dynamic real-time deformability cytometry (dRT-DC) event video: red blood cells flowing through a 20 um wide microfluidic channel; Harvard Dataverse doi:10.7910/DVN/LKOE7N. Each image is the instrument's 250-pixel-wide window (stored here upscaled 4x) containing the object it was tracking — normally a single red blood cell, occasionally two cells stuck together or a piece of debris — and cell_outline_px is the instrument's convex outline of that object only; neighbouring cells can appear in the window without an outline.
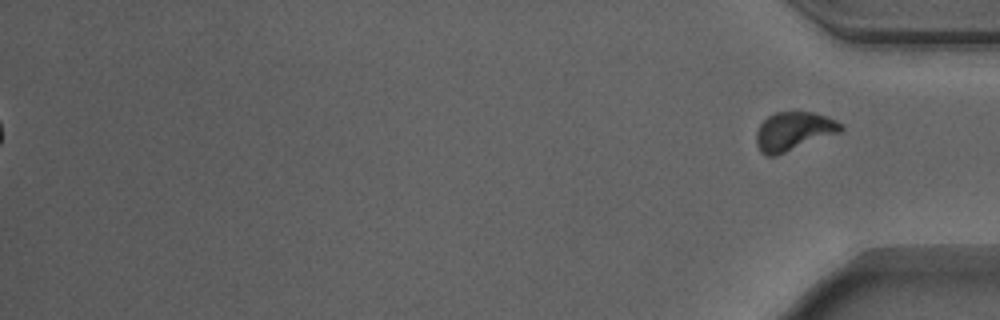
{"species": "Egyptian fruit bat (a non-hibernating species)", "species_latin": "Rousettus aegyptiacus", "temperature_condition": "warm", "stored_images_in_passage": 53, "segment_of_instrument_passage": [2, 2], "camera_frame_rate_fps": 3000, "um_per_image_px": 0.085, "animal": {"sex": "male"}, "frame": {"image": 1, "passage_image": 53, "time_ms": 17.333, "image_size_px": [1000, 320], "cell_outline_px": [[844, 128], [840, 132], [776, 156], [764, 156], [760, 152], [756, 144], [756, 132], [760, 124], [768, 116], [776, 112], [812, 112], [828, 116], [844, 124]], "centroid_in_image_um": [67.45, 11.16], "position_along_channel_um": 367.7, "area_um2": 19.19}}